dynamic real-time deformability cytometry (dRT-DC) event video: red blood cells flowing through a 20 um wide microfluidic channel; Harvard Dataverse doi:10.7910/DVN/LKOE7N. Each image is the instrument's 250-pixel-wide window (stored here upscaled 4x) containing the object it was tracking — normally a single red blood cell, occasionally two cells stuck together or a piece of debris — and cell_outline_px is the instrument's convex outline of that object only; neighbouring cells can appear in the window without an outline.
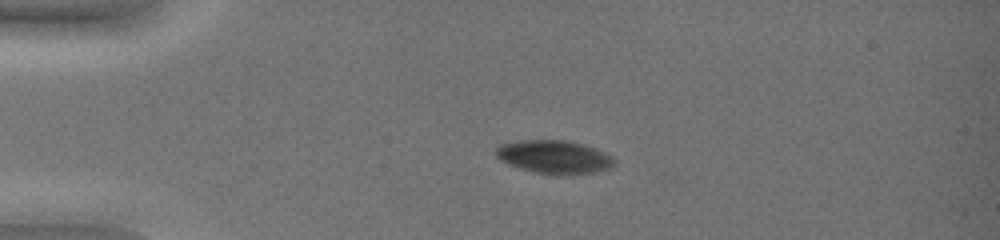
{"species": "common noctule bat (a hibernating species)", "species_latin": "Nyctalus noctula", "temperature_condition": "warm", "stored_images_in_passage": 6, "camera_frame_rate_fps": 3000, "um_per_image_px": 0.085, "animal": {"sex": "female", "body_mass_g": 19.0, "forearm_length_mm": 51.5}, "frame": {"image": 1, "passage_image": 1, "time_ms": 0.0, "image_size_px": [1000, 240], "cell_outline_px": [[616, 164], [612, 168], [596, 172], [568, 176], [552, 176], [532, 172], [508, 164], [500, 160], [496, 156], [496, 148], [500, 144], [520, 140], [564, 140], [584, 144], [604, 152], [612, 156], [616, 160]], "centroid_in_image_um": [47.14, 13.37], "position_along_channel_um": 37.9, "area_um2": 23.58}}